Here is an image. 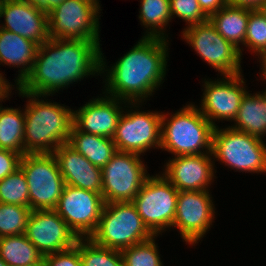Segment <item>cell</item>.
Here are the masks:
<instances>
[{
  "mask_svg": "<svg viewBox=\"0 0 266 266\" xmlns=\"http://www.w3.org/2000/svg\"><path fill=\"white\" fill-rule=\"evenodd\" d=\"M178 192L163 175L149 176L133 199L138 214L155 236L173 227Z\"/></svg>",
  "mask_w": 266,
  "mask_h": 266,
  "instance_id": "9",
  "label": "cell"
},
{
  "mask_svg": "<svg viewBox=\"0 0 266 266\" xmlns=\"http://www.w3.org/2000/svg\"><path fill=\"white\" fill-rule=\"evenodd\" d=\"M5 2H6V0H0V18H1L2 12H3V7H4Z\"/></svg>",
  "mask_w": 266,
  "mask_h": 266,
  "instance_id": "41",
  "label": "cell"
},
{
  "mask_svg": "<svg viewBox=\"0 0 266 266\" xmlns=\"http://www.w3.org/2000/svg\"><path fill=\"white\" fill-rule=\"evenodd\" d=\"M209 190L179 191L173 226L187 244H196L214 220V204Z\"/></svg>",
  "mask_w": 266,
  "mask_h": 266,
  "instance_id": "14",
  "label": "cell"
},
{
  "mask_svg": "<svg viewBox=\"0 0 266 266\" xmlns=\"http://www.w3.org/2000/svg\"><path fill=\"white\" fill-rule=\"evenodd\" d=\"M127 112L121 115L112 138L117 151L141 155L152 147L160 148L162 114L132 109Z\"/></svg>",
  "mask_w": 266,
  "mask_h": 266,
  "instance_id": "13",
  "label": "cell"
},
{
  "mask_svg": "<svg viewBox=\"0 0 266 266\" xmlns=\"http://www.w3.org/2000/svg\"><path fill=\"white\" fill-rule=\"evenodd\" d=\"M153 236L132 202H115L104 204L98 227L89 238L98 246L121 251Z\"/></svg>",
  "mask_w": 266,
  "mask_h": 266,
  "instance_id": "5",
  "label": "cell"
},
{
  "mask_svg": "<svg viewBox=\"0 0 266 266\" xmlns=\"http://www.w3.org/2000/svg\"><path fill=\"white\" fill-rule=\"evenodd\" d=\"M5 79V77H3L2 73H0V102L1 100L3 101L4 98H9V92L11 93L10 90H12L11 88V84H9V82Z\"/></svg>",
  "mask_w": 266,
  "mask_h": 266,
  "instance_id": "39",
  "label": "cell"
},
{
  "mask_svg": "<svg viewBox=\"0 0 266 266\" xmlns=\"http://www.w3.org/2000/svg\"><path fill=\"white\" fill-rule=\"evenodd\" d=\"M30 207L0 202V237L24 234Z\"/></svg>",
  "mask_w": 266,
  "mask_h": 266,
  "instance_id": "30",
  "label": "cell"
},
{
  "mask_svg": "<svg viewBox=\"0 0 266 266\" xmlns=\"http://www.w3.org/2000/svg\"><path fill=\"white\" fill-rule=\"evenodd\" d=\"M184 39L206 63L223 75L241 73V53L227 41L209 20L193 24L182 31Z\"/></svg>",
  "mask_w": 266,
  "mask_h": 266,
  "instance_id": "11",
  "label": "cell"
},
{
  "mask_svg": "<svg viewBox=\"0 0 266 266\" xmlns=\"http://www.w3.org/2000/svg\"><path fill=\"white\" fill-rule=\"evenodd\" d=\"M243 96L232 129L262 139L266 135V90L263 93Z\"/></svg>",
  "mask_w": 266,
  "mask_h": 266,
  "instance_id": "22",
  "label": "cell"
},
{
  "mask_svg": "<svg viewBox=\"0 0 266 266\" xmlns=\"http://www.w3.org/2000/svg\"><path fill=\"white\" fill-rule=\"evenodd\" d=\"M244 45L261 61L266 56V17L260 10H250Z\"/></svg>",
  "mask_w": 266,
  "mask_h": 266,
  "instance_id": "32",
  "label": "cell"
},
{
  "mask_svg": "<svg viewBox=\"0 0 266 266\" xmlns=\"http://www.w3.org/2000/svg\"><path fill=\"white\" fill-rule=\"evenodd\" d=\"M19 95L30 98L26 104L25 154L54 153L62 144L68 143L73 126V111L56 102L40 100V95L21 91Z\"/></svg>",
  "mask_w": 266,
  "mask_h": 266,
  "instance_id": "3",
  "label": "cell"
},
{
  "mask_svg": "<svg viewBox=\"0 0 266 266\" xmlns=\"http://www.w3.org/2000/svg\"><path fill=\"white\" fill-rule=\"evenodd\" d=\"M250 9L226 4L219 11L208 17V20L227 41L240 50V43L244 44L248 26Z\"/></svg>",
  "mask_w": 266,
  "mask_h": 266,
  "instance_id": "24",
  "label": "cell"
},
{
  "mask_svg": "<svg viewBox=\"0 0 266 266\" xmlns=\"http://www.w3.org/2000/svg\"><path fill=\"white\" fill-rule=\"evenodd\" d=\"M139 19L147 28L145 37L167 39L164 27L172 19L170 0H141ZM149 28V29H148Z\"/></svg>",
  "mask_w": 266,
  "mask_h": 266,
  "instance_id": "27",
  "label": "cell"
},
{
  "mask_svg": "<svg viewBox=\"0 0 266 266\" xmlns=\"http://www.w3.org/2000/svg\"><path fill=\"white\" fill-rule=\"evenodd\" d=\"M25 235L43 257L69 249L80 239L54 209L32 210Z\"/></svg>",
  "mask_w": 266,
  "mask_h": 266,
  "instance_id": "15",
  "label": "cell"
},
{
  "mask_svg": "<svg viewBox=\"0 0 266 266\" xmlns=\"http://www.w3.org/2000/svg\"><path fill=\"white\" fill-rule=\"evenodd\" d=\"M104 204L102 194L65 185L54 210L79 238H89L98 227Z\"/></svg>",
  "mask_w": 266,
  "mask_h": 266,
  "instance_id": "12",
  "label": "cell"
},
{
  "mask_svg": "<svg viewBox=\"0 0 266 266\" xmlns=\"http://www.w3.org/2000/svg\"><path fill=\"white\" fill-rule=\"evenodd\" d=\"M261 69H262V73H261V77H263V79L265 78L266 80V56L263 58L262 62H261Z\"/></svg>",
  "mask_w": 266,
  "mask_h": 266,
  "instance_id": "40",
  "label": "cell"
},
{
  "mask_svg": "<svg viewBox=\"0 0 266 266\" xmlns=\"http://www.w3.org/2000/svg\"><path fill=\"white\" fill-rule=\"evenodd\" d=\"M217 81H206L201 107L202 115L216 128L215 120H234L246 91L242 74L224 75ZM214 120V121H213Z\"/></svg>",
  "mask_w": 266,
  "mask_h": 266,
  "instance_id": "16",
  "label": "cell"
},
{
  "mask_svg": "<svg viewBox=\"0 0 266 266\" xmlns=\"http://www.w3.org/2000/svg\"><path fill=\"white\" fill-rule=\"evenodd\" d=\"M22 2L28 3L31 6L41 8L46 14L55 9L64 0H20Z\"/></svg>",
  "mask_w": 266,
  "mask_h": 266,
  "instance_id": "37",
  "label": "cell"
},
{
  "mask_svg": "<svg viewBox=\"0 0 266 266\" xmlns=\"http://www.w3.org/2000/svg\"><path fill=\"white\" fill-rule=\"evenodd\" d=\"M38 47L36 42L0 28V63L22 68L16 80L17 86L31 73Z\"/></svg>",
  "mask_w": 266,
  "mask_h": 266,
  "instance_id": "21",
  "label": "cell"
},
{
  "mask_svg": "<svg viewBox=\"0 0 266 266\" xmlns=\"http://www.w3.org/2000/svg\"><path fill=\"white\" fill-rule=\"evenodd\" d=\"M1 17L5 24L0 28L36 42L39 46L50 39L48 14L41 8L20 0H6Z\"/></svg>",
  "mask_w": 266,
  "mask_h": 266,
  "instance_id": "19",
  "label": "cell"
},
{
  "mask_svg": "<svg viewBox=\"0 0 266 266\" xmlns=\"http://www.w3.org/2000/svg\"><path fill=\"white\" fill-rule=\"evenodd\" d=\"M0 257L7 266H43L44 257L24 234L0 237Z\"/></svg>",
  "mask_w": 266,
  "mask_h": 266,
  "instance_id": "25",
  "label": "cell"
},
{
  "mask_svg": "<svg viewBox=\"0 0 266 266\" xmlns=\"http://www.w3.org/2000/svg\"><path fill=\"white\" fill-rule=\"evenodd\" d=\"M65 184L102 194V169L94 166L68 143L53 153Z\"/></svg>",
  "mask_w": 266,
  "mask_h": 266,
  "instance_id": "20",
  "label": "cell"
},
{
  "mask_svg": "<svg viewBox=\"0 0 266 266\" xmlns=\"http://www.w3.org/2000/svg\"><path fill=\"white\" fill-rule=\"evenodd\" d=\"M155 235L144 242L121 250L123 266H163Z\"/></svg>",
  "mask_w": 266,
  "mask_h": 266,
  "instance_id": "31",
  "label": "cell"
},
{
  "mask_svg": "<svg viewBox=\"0 0 266 266\" xmlns=\"http://www.w3.org/2000/svg\"><path fill=\"white\" fill-rule=\"evenodd\" d=\"M24 134V111L0 106V149L11 150L23 156L25 154Z\"/></svg>",
  "mask_w": 266,
  "mask_h": 266,
  "instance_id": "26",
  "label": "cell"
},
{
  "mask_svg": "<svg viewBox=\"0 0 266 266\" xmlns=\"http://www.w3.org/2000/svg\"><path fill=\"white\" fill-rule=\"evenodd\" d=\"M265 2L266 0H227L229 5L250 10H260Z\"/></svg>",
  "mask_w": 266,
  "mask_h": 266,
  "instance_id": "38",
  "label": "cell"
},
{
  "mask_svg": "<svg viewBox=\"0 0 266 266\" xmlns=\"http://www.w3.org/2000/svg\"><path fill=\"white\" fill-rule=\"evenodd\" d=\"M0 266H7V263L0 257Z\"/></svg>",
  "mask_w": 266,
  "mask_h": 266,
  "instance_id": "43",
  "label": "cell"
},
{
  "mask_svg": "<svg viewBox=\"0 0 266 266\" xmlns=\"http://www.w3.org/2000/svg\"><path fill=\"white\" fill-rule=\"evenodd\" d=\"M105 97V98H104ZM90 100L73 111V125L84 133L113 138L126 101L111 96Z\"/></svg>",
  "mask_w": 266,
  "mask_h": 266,
  "instance_id": "18",
  "label": "cell"
},
{
  "mask_svg": "<svg viewBox=\"0 0 266 266\" xmlns=\"http://www.w3.org/2000/svg\"><path fill=\"white\" fill-rule=\"evenodd\" d=\"M168 39L143 36L108 70L101 51V74L106 73V95L124 100L133 107L161 85L166 74ZM107 86V87H106ZM140 100V101H139ZM134 104V105H133Z\"/></svg>",
  "mask_w": 266,
  "mask_h": 266,
  "instance_id": "2",
  "label": "cell"
},
{
  "mask_svg": "<svg viewBox=\"0 0 266 266\" xmlns=\"http://www.w3.org/2000/svg\"><path fill=\"white\" fill-rule=\"evenodd\" d=\"M212 153L176 156L166 162L163 176L178 191L208 190L213 181L214 161Z\"/></svg>",
  "mask_w": 266,
  "mask_h": 266,
  "instance_id": "17",
  "label": "cell"
},
{
  "mask_svg": "<svg viewBox=\"0 0 266 266\" xmlns=\"http://www.w3.org/2000/svg\"><path fill=\"white\" fill-rule=\"evenodd\" d=\"M78 250L81 266H123L119 250L98 246L90 238H80Z\"/></svg>",
  "mask_w": 266,
  "mask_h": 266,
  "instance_id": "28",
  "label": "cell"
},
{
  "mask_svg": "<svg viewBox=\"0 0 266 266\" xmlns=\"http://www.w3.org/2000/svg\"><path fill=\"white\" fill-rule=\"evenodd\" d=\"M99 0H64L48 13L49 37L99 41Z\"/></svg>",
  "mask_w": 266,
  "mask_h": 266,
  "instance_id": "8",
  "label": "cell"
},
{
  "mask_svg": "<svg viewBox=\"0 0 266 266\" xmlns=\"http://www.w3.org/2000/svg\"><path fill=\"white\" fill-rule=\"evenodd\" d=\"M20 168L29 187L30 209H55L66 185L55 155L24 154Z\"/></svg>",
  "mask_w": 266,
  "mask_h": 266,
  "instance_id": "7",
  "label": "cell"
},
{
  "mask_svg": "<svg viewBox=\"0 0 266 266\" xmlns=\"http://www.w3.org/2000/svg\"><path fill=\"white\" fill-rule=\"evenodd\" d=\"M22 155L7 149H0V181L20 168Z\"/></svg>",
  "mask_w": 266,
  "mask_h": 266,
  "instance_id": "35",
  "label": "cell"
},
{
  "mask_svg": "<svg viewBox=\"0 0 266 266\" xmlns=\"http://www.w3.org/2000/svg\"><path fill=\"white\" fill-rule=\"evenodd\" d=\"M260 11L265 15L266 17V2L262 5V7L260 8Z\"/></svg>",
  "mask_w": 266,
  "mask_h": 266,
  "instance_id": "42",
  "label": "cell"
},
{
  "mask_svg": "<svg viewBox=\"0 0 266 266\" xmlns=\"http://www.w3.org/2000/svg\"><path fill=\"white\" fill-rule=\"evenodd\" d=\"M200 8L209 17L227 4V0H198Z\"/></svg>",
  "mask_w": 266,
  "mask_h": 266,
  "instance_id": "36",
  "label": "cell"
},
{
  "mask_svg": "<svg viewBox=\"0 0 266 266\" xmlns=\"http://www.w3.org/2000/svg\"><path fill=\"white\" fill-rule=\"evenodd\" d=\"M100 41L50 38L38 47L31 73L17 87L42 97L101 74Z\"/></svg>",
  "mask_w": 266,
  "mask_h": 266,
  "instance_id": "1",
  "label": "cell"
},
{
  "mask_svg": "<svg viewBox=\"0 0 266 266\" xmlns=\"http://www.w3.org/2000/svg\"><path fill=\"white\" fill-rule=\"evenodd\" d=\"M212 154L239 172H266V144L260 138L230 126L213 132Z\"/></svg>",
  "mask_w": 266,
  "mask_h": 266,
  "instance_id": "6",
  "label": "cell"
},
{
  "mask_svg": "<svg viewBox=\"0 0 266 266\" xmlns=\"http://www.w3.org/2000/svg\"><path fill=\"white\" fill-rule=\"evenodd\" d=\"M140 158L135 153L117 151L102 168L104 203L133 201L150 176Z\"/></svg>",
  "mask_w": 266,
  "mask_h": 266,
  "instance_id": "10",
  "label": "cell"
},
{
  "mask_svg": "<svg viewBox=\"0 0 266 266\" xmlns=\"http://www.w3.org/2000/svg\"><path fill=\"white\" fill-rule=\"evenodd\" d=\"M68 144L82 154L94 166L103 168L117 152L112 138L88 134L71 128Z\"/></svg>",
  "mask_w": 266,
  "mask_h": 266,
  "instance_id": "23",
  "label": "cell"
},
{
  "mask_svg": "<svg viewBox=\"0 0 266 266\" xmlns=\"http://www.w3.org/2000/svg\"><path fill=\"white\" fill-rule=\"evenodd\" d=\"M43 266H81L78 241L69 249L44 256Z\"/></svg>",
  "mask_w": 266,
  "mask_h": 266,
  "instance_id": "34",
  "label": "cell"
},
{
  "mask_svg": "<svg viewBox=\"0 0 266 266\" xmlns=\"http://www.w3.org/2000/svg\"><path fill=\"white\" fill-rule=\"evenodd\" d=\"M172 18L174 15L188 23L202 24L208 20V16L200 8L198 0H170Z\"/></svg>",
  "mask_w": 266,
  "mask_h": 266,
  "instance_id": "33",
  "label": "cell"
},
{
  "mask_svg": "<svg viewBox=\"0 0 266 266\" xmlns=\"http://www.w3.org/2000/svg\"><path fill=\"white\" fill-rule=\"evenodd\" d=\"M165 115L163 113L161 117L160 149L171 152L175 157L212 153L215 127L197 106L188 104L172 114L170 119ZM204 149L206 153L202 152Z\"/></svg>",
  "mask_w": 266,
  "mask_h": 266,
  "instance_id": "4",
  "label": "cell"
},
{
  "mask_svg": "<svg viewBox=\"0 0 266 266\" xmlns=\"http://www.w3.org/2000/svg\"><path fill=\"white\" fill-rule=\"evenodd\" d=\"M0 202L29 207V187L21 168L0 181Z\"/></svg>",
  "mask_w": 266,
  "mask_h": 266,
  "instance_id": "29",
  "label": "cell"
}]
</instances>
